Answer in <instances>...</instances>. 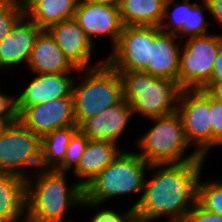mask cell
Instances as JSON below:
<instances>
[{"label": "cell", "mask_w": 222, "mask_h": 222, "mask_svg": "<svg viewBox=\"0 0 222 222\" xmlns=\"http://www.w3.org/2000/svg\"><path fill=\"white\" fill-rule=\"evenodd\" d=\"M204 161L177 164H154L155 174L145 181L143 194L134 210L157 220L170 216L169 220L184 221L188 212L197 203L198 182Z\"/></svg>", "instance_id": "6da1fadb"}, {"label": "cell", "mask_w": 222, "mask_h": 222, "mask_svg": "<svg viewBox=\"0 0 222 222\" xmlns=\"http://www.w3.org/2000/svg\"><path fill=\"white\" fill-rule=\"evenodd\" d=\"M40 172L36 173L37 180L32 176L27 179L26 215L22 222H64L66 211L82 203L84 188L78 182L68 188L65 172L56 169Z\"/></svg>", "instance_id": "7a4b0ae2"}, {"label": "cell", "mask_w": 222, "mask_h": 222, "mask_svg": "<svg viewBox=\"0 0 222 222\" xmlns=\"http://www.w3.org/2000/svg\"><path fill=\"white\" fill-rule=\"evenodd\" d=\"M149 167L150 165L138 153L122 151L84 189L81 205L95 208L115 196L141 193L138 201L132 206L135 208L141 200L146 181L144 173Z\"/></svg>", "instance_id": "3957f363"}, {"label": "cell", "mask_w": 222, "mask_h": 222, "mask_svg": "<svg viewBox=\"0 0 222 222\" xmlns=\"http://www.w3.org/2000/svg\"><path fill=\"white\" fill-rule=\"evenodd\" d=\"M154 126L137 139L138 153L149 165L177 164L205 161L196 150L184 156L191 144L188 142L182 119L178 112L150 118ZM184 156V157H183Z\"/></svg>", "instance_id": "277c9868"}, {"label": "cell", "mask_w": 222, "mask_h": 222, "mask_svg": "<svg viewBox=\"0 0 222 222\" xmlns=\"http://www.w3.org/2000/svg\"><path fill=\"white\" fill-rule=\"evenodd\" d=\"M123 95L133 113L155 118L177 111L181 88L177 81L157 78L146 71H118Z\"/></svg>", "instance_id": "5b68a950"}, {"label": "cell", "mask_w": 222, "mask_h": 222, "mask_svg": "<svg viewBox=\"0 0 222 222\" xmlns=\"http://www.w3.org/2000/svg\"><path fill=\"white\" fill-rule=\"evenodd\" d=\"M77 72H86L82 83L76 85V81H73L72 96L77 126L124 99L120 74L106 60L98 66Z\"/></svg>", "instance_id": "8992f818"}, {"label": "cell", "mask_w": 222, "mask_h": 222, "mask_svg": "<svg viewBox=\"0 0 222 222\" xmlns=\"http://www.w3.org/2000/svg\"><path fill=\"white\" fill-rule=\"evenodd\" d=\"M31 166L42 169L41 137L20 120L3 126L0 131V173L28 179L30 175L26 174L25 169Z\"/></svg>", "instance_id": "52a82bcc"}, {"label": "cell", "mask_w": 222, "mask_h": 222, "mask_svg": "<svg viewBox=\"0 0 222 222\" xmlns=\"http://www.w3.org/2000/svg\"><path fill=\"white\" fill-rule=\"evenodd\" d=\"M222 35L188 37L181 47L178 85L181 90L203 89L211 79Z\"/></svg>", "instance_id": "ba28073f"}, {"label": "cell", "mask_w": 222, "mask_h": 222, "mask_svg": "<svg viewBox=\"0 0 222 222\" xmlns=\"http://www.w3.org/2000/svg\"><path fill=\"white\" fill-rule=\"evenodd\" d=\"M178 105L188 142L205 158L212 148L210 94L204 89L181 90Z\"/></svg>", "instance_id": "9c48e42d"}, {"label": "cell", "mask_w": 222, "mask_h": 222, "mask_svg": "<svg viewBox=\"0 0 222 222\" xmlns=\"http://www.w3.org/2000/svg\"><path fill=\"white\" fill-rule=\"evenodd\" d=\"M160 31L157 26H124L112 54L105 60L118 71H145L151 61L153 38Z\"/></svg>", "instance_id": "30bf717a"}, {"label": "cell", "mask_w": 222, "mask_h": 222, "mask_svg": "<svg viewBox=\"0 0 222 222\" xmlns=\"http://www.w3.org/2000/svg\"><path fill=\"white\" fill-rule=\"evenodd\" d=\"M18 120L40 137L56 129L78 127L73 97H62L28 106L18 116Z\"/></svg>", "instance_id": "8fae6325"}, {"label": "cell", "mask_w": 222, "mask_h": 222, "mask_svg": "<svg viewBox=\"0 0 222 222\" xmlns=\"http://www.w3.org/2000/svg\"><path fill=\"white\" fill-rule=\"evenodd\" d=\"M74 19L93 43V36L110 35L113 48L123 31L119 7L91 0H80Z\"/></svg>", "instance_id": "7c38bea8"}, {"label": "cell", "mask_w": 222, "mask_h": 222, "mask_svg": "<svg viewBox=\"0 0 222 222\" xmlns=\"http://www.w3.org/2000/svg\"><path fill=\"white\" fill-rule=\"evenodd\" d=\"M47 31L64 53L68 61L78 70L88 69L102 64L90 65L93 44L85 31L74 18L50 26Z\"/></svg>", "instance_id": "4fadbf2b"}, {"label": "cell", "mask_w": 222, "mask_h": 222, "mask_svg": "<svg viewBox=\"0 0 222 222\" xmlns=\"http://www.w3.org/2000/svg\"><path fill=\"white\" fill-rule=\"evenodd\" d=\"M41 31L42 29L24 14L0 42V70H9L25 62L28 64Z\"/></svg>", "instance_id": "5bb4252c"}, {"label": "cell", "mask_w": 222, "mask_h": 222, "mask_svg": "<svg viewBox=\"0 0 222 222\" xmlns=\"http://www.w3.org/2000/svg\"><path fill=\"white\" fill-rule=\"evenodd\" d=\"M70 73L37 74L24 91L16 96L18 116L28 107L62 97H73L75 78Z\"/></svg>", "instance_id": "9a60e30c"}, {"label": "cell", "mask_w": 222, "mask_h": 222, "mask_svg": "<svg viewBox=\"0 0 222 222\" xmlns=\"http://www.w3.org/2000/svg\"><path fill=\"white\" fill-rule=\"evenodd\" d=\"M129 102L124 98L94 117L85 119L78 127L89 140L118 143L133 116Z\"/></svg>", "instance_id": "2e32d148"}, {"label": "cell", "mask_w": 222, "mask_h": 222, "mask_svg": "<svg viewBox=\"0 0 222 222\" xmlns=\"http://www.w3.org/2000/svg\"><path fill=\"white\" fill-rule=\"evenodd\" d=\"M178 35L160 31L151 45V61L145 70L157 78H165L178 82L181 48L175 42Z\"/></svg>", "instance_id": "e0dca14e"}, {"label": "cell", "mask_w": 222, "mask_h": 222, "mask_svg": "<svg viewBox=\"0 0 222 222\" xmlns=\"http://www.w3.org/2000/svg\"><path fill=\"white\" fill-rule=\"evenodd\" d=\"M27 66L36 74L71 73V71H78L68 61L47 30H42L37 36Z\"/></svg>", "instance_id": "ac0fdd59"}, {"label": "cell", "mask_w": 222, "mask_h": 222, "mask_svg": "<svg viewBox=\"0 0 222 222\" xmlns=\"http://www.w3.org/2000/svg\"><path fill=\"white\" fill-rule=\"evenodd\" d=\"M121 152L116 143L89 140L79 166L73 171L77 178H82L77 182L85 189Z\"/></svg>", "instance_id": "d6986e66"}, {"label": "cell", "mask_w": 222, "mask_h": 222, "mask_svg": "<svg viewBox=\"0 0 222 222\" xmlns=\"http://www.w3.org/2000/svg\"><path fill=\"white\" fill-rule=\"evenodd\" d=\"M27 179L0 173V222H18L26 209Z\"/></svg>", "instance_id": "ffe728a7"}, {"label": "cell", "mask_w": 222, "mask_h": 222, "mask_svg": "<svg viewBox=\"0 0 222 222\" xmlns=\"http://www.w3.org/2000/svg\"><path fill=\"white\" fill-rule=\"evenodd\" d=\"M80 0H22L24 14L42 30L74 18Z\"/></svg>", "instance_id": "44dd1931"}, {"label": "cell", "mask_w": 222, "mask_h": 222, "mask_svg": "<svg viewBox=\"0 0 222 222\" xmlns=\"http://www.w3.org/2000/svg\"><path fill=\"white\" fill-rule=\"evenodd\" d=\"M166 0H122L119 6L124 26L160 27Z\"/></svg>", "instance_id": "7402d4cb"}, {"label": "cell", "mask_w": 222, "mask_h": 222, "mask_svg": "<svg viewBox=\"0 0 222 222\" xmlns=\"http://www.w3.org/2000/svg\"><path fill=\"white\" fill-rule=\"evenodd\" d=\"M79 127H64L41 137L42 169H57L64 161L68 144Z\"/></svg>", "instance_id": "603a6c76"}, {"label": "cell", "mask_w": 222, "mask_h": 222, "mask_svg": "<svg viewBox=\"0 0 222 222\" xmlns=\"http://www.w3.org/2000/svg\"><path fill=\"white\" fill-rule=\"evenodd\" d=\"M173 3H175L174 0H166L164 17L160 25V29L166 33L169 29L168 33L176 35L181 33L180 36L184 39L188 37L189 9L195 3H190L187 0H183L182 3H175V5H173ZM171 5L174 7L170 13L168 10Z\"/></svg>", "instance_id": "cb8c5ba5"}, {"label": "cell", "mask_w": 222, "mask_h": 222, "mask_svg": "<svg viewBox=\"0 0 222 222\" xmlns=\"http://www.w3.org/2000/svg\"><path fill=\"white\" fill-rule=\"evenodd\" d=\"M197 202L208 211L222 215V182H198Z\"/></svg>", "instance_id": "d4e9b609"}, {"label": "cell", "mask_w": 222, "mask_h": 222, "mask_svg": "<svg viewBox=\"0 0 222 222\" xmlns=\"http://www.w3.org/2000/svg\"><path fill=\"white\" fill-rule=\"evenodd\" d=\"M23 15L22 0H0V42Z\"/></svg>", "instance_id": "484cf974"}, {"label": "cell", "mask_w": 222, "mask_h": 222, "mask_svg": "<svg viewBox=\"0 0 222 222\" xmlns=\"http://www.w3.org/2000/svg\"><path fill=\"white\" fill-rule=\"evenodd\" d=\"M88 141L89 139L78 130L68 144L63 163L56 170L66 173L67 170L74 167L73 170L75 171L79 166L82 154L86 150Z\"/></svg>", "instance_id": "4316f807"}, {"label": "cell", "mask_w": 222, "mask_h": 222, "mask_svg": "<svg viewBox=\"0 0 222 222\" xmlns=\"http://www.w3.org/2000/svg\"><path fill=\"white\" fill-rule=\"evenodd\" d=\"M209 11L207 3L203 0L202 4H195L189 9L188 18V37L204 36L208 34V22H206L203 10Z\"/></svg>", "instance_id": "83f0119b"}, {"label": "cell", "mask_w": 222, "mask_h": 222, "mask_svg": "<svg viewBox=\"0 0 222 222\" xmlns=\"http://www.w3.org/2000/svg\"><path fill=\"white\" fill-rule=\"evenodd\" d=\"M212 147L222 145V101L210 95Z\"/></svg>", "instance_id": "f1b7e54d"}, {"label": "cell", "mask_w": 222, "mask_h": 222, "mask_svg": "<svg viewBox=\"0 0 222 222\" xmlns=\"http://www.w3.org/2000/svg\"><path fill=\"white\" fill-rule=\"evenodd\" d=\"M17 120L16 97L0 92V125L6 126Z\"/></svg>", "instance_id": "f546056e"}, {"label": "cell", "mask_w": 222, "mask_h": 222, "mask_svg": "<svg viewBox=\"0 0 222 222\" xmlns=\"http://www.w3.org/2000/svg\"><path fill=\"white\" fill-rule=\"evenodd\" d=\"M185 222H222V215L205 210L198 202L186 215Z\"/></svg>", "instance_id": "4dcf8cb0"}, {"label": "cell", "mask_w": 222, "mask_h": 222, "mask_svg": "<svg viewBox=\"0 0 222 222\" xmlns=\"http://www.w3.org/2000/svg\"><path fill=\"white\" fill-rule=\"evenodd\" d=\"M99 211L90 219L91 222H125L126 218L134 211V208L131 207L124 214H119L113 209H101Z\"/></svg>", "instance_id": "1f68e13d"}, {"label": "cell", "mask_w": 222, "mask_h": 222, "mask_svg": "<svg viewBox=\"0 0 222 222\" xmlns=\"http://www.w3.org/2000/svg\"><path fill=\"white\" fill-rule=\"evenodd\" d=\"M222 82V44L214 62L213 73L208 84H216Z\"/></svg>", "instance_id": "d6a6232c"}, {"label": "cell", "mask_w": 222, "mask_h": 222, "mask_svg": "<svg viewBox=\"0 0 222 222\" xmlns=\"http://www.w3.org/2000/svg\"><path fill=\"white\" fill-rule=\"evenodd\" d=\"M209 9V13L213 15L217 23L222 27V0H205Z\"/></svg>", "instance_id": "836d02e7"}, {"label": "cell", "mask_w": 222, "mask_h": 222, "mask_svg": "<svg viewBox=\"0 0 222 222\" xmlns=\"http://www.w3.org/2000/svg\"><path fill=\"white\" fill-rule=\"evenodd\" d=\"M212 97L222 101V82L216 84H207L204 88Z\"/></svg>", "instance_id": "e575fe53"}, {"label": "cell", "mask_w": 222, "mask_h": 222, "mask_svg": "<svg viewBox=\"0 0 222 222\" xmlns=\"http://www.w3.org/2000/svg\"><path fill=\"white\" fill-rule=\"evenodd\" d=\"M153 219L137 213L135 210L126 218L125 222H152Z\"/></svg>", "instance_id": "d590c367"}, {"label": "cell", "mask_w": 222, "mask_h": 222, "mask_svg": "<svg viewBox=\"0 0 222 222\" xmlns=\"http://www.w3.org/2000/svg\"><path fill=\"white\" fill-rule=\"evenodd\" d=\"M91 1H96V2H102L105 4H110L119 7L122 3V0H91Z\"/></svg>", "instance_id": "8d00e7d4"}]
</instances>
